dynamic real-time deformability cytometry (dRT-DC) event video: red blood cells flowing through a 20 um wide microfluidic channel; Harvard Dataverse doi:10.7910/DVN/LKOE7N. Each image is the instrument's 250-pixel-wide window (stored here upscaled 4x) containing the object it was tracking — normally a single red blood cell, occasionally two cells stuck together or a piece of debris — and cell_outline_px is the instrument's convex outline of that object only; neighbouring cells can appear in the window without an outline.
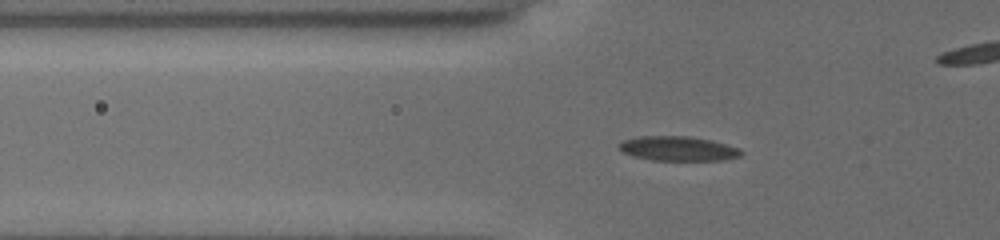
{"species": "common noctule bat (a hibernating species)", "species_latin": "Nyctalus noctula", "temperature_condition": "cold", "stored_images_in_passage": 44, "camera_frame_rate_fps": 3000, "um_per_image_px": 0.085, "animal": {"sex": "female", "body_mass_g": 19.5, "forearm_length_mm": 54.1}, "frame": {"image": 1, "passage_image": 8, "time_ms": 2.333, "image_size_px": [1000, 240], "cell_outline_px": [[744, 152], [740, 156], [720, 160], [652, 160], [632, 156], [624, 152], [620, 148], [620, 144], [624, 140], [640, 136], [688, 136], [712, 140], [740, 148]], "centroid_in_image_um": [57.67, 12.63], "position_along_channel_um": 68.1, "area_um2": 17.34}}
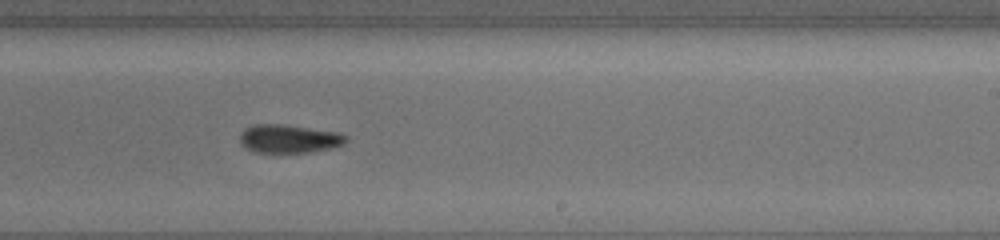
{"frame": {"image": 2, "passage_image": 24, "time_ms": 7.667, "image_size_px": [1000, 240], "cell_outline_px": [[348, 140], [344, 144], [332, 148], [312, 152], [256, 152], [248, 148], [240, 140], [240, 136], [244, 128], [256, 124], [280, 124], [340, 132], [348, 136]], "centroid_in_image_um": [24.63, 11.79], "position_along_channel_um": 264.4, "area_um2": 17.46}}
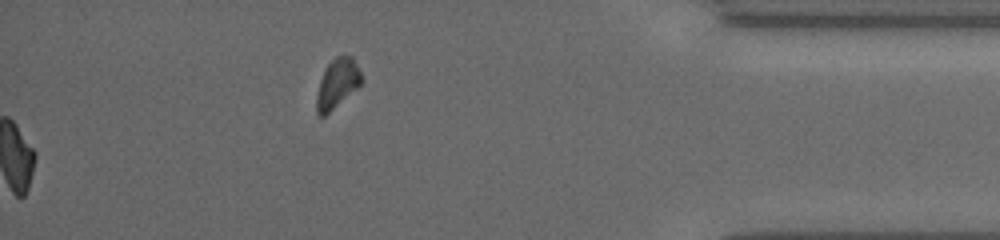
{"frame": {"image": 3, "passage_image": 44, "time_ms": 14.333, "image_size_px": [1000, 240], "cell_outline_px": [[364, 80], [356, 88], [324, 116], [320, 116], [316, 112], [316, 96], [320, 80], [328, 64], [336, 56], [352, 56]], "centroid_in_image_um": [28.66, 7.09], "position_along_channel_um": 406.5, "area_um2": 12.54}, "authors_computed_cell_mechanics": {"area_um2": 17.2822, "velocity_mm_per_s": 3.7823, "shape_relaxation_time_tau1_ms": 5.2838, "shape_relaxation_time_tau2_ms": null, "deformation_change_tau1": 0.132, "deformation_change_tau2": null}}